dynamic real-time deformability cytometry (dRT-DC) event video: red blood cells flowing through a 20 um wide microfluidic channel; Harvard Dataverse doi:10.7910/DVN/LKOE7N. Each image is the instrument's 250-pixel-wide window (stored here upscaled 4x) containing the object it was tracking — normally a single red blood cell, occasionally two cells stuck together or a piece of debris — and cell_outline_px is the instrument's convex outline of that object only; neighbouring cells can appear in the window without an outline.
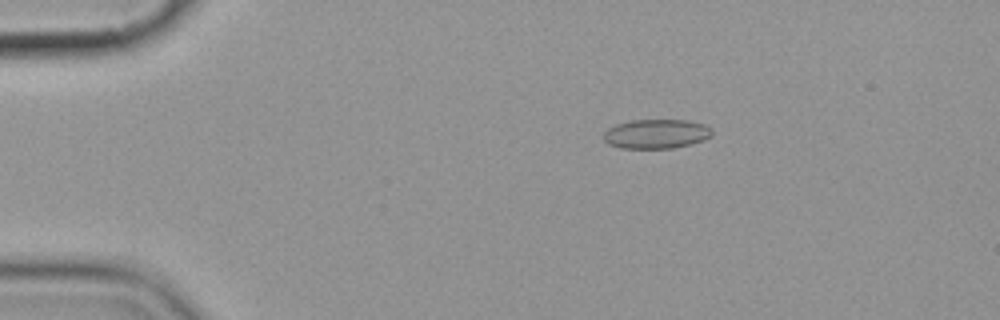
{"species": "common noctule bat (a hibernating species)", "species_latin": "Nyctalus noctula", "temperature_condition": "cold", "stored_images_in_passage": 5, "camera_frame_rate_fps": 3000, "um_per_image_px": 0.085, "animal": {"sex": "female", "body_mass_g": 19.9}, "frame": {"image": 1, "passage_image": 3, "time_ms": 3.333, "image_size_px": [1000, 320], "cell_outline_px": [[712, 136], [704, 140], [672, 148], [620, 148], [608, 144], [604, 140], [604, 132], [608, 128], [616, 124], [632, 120], [688, 120], [704, 124], [712, 128]], "centroid_in_image_um": [55.78, 11.37], "position_along_channel_um": 29.2, "area_um2": 18.55}}